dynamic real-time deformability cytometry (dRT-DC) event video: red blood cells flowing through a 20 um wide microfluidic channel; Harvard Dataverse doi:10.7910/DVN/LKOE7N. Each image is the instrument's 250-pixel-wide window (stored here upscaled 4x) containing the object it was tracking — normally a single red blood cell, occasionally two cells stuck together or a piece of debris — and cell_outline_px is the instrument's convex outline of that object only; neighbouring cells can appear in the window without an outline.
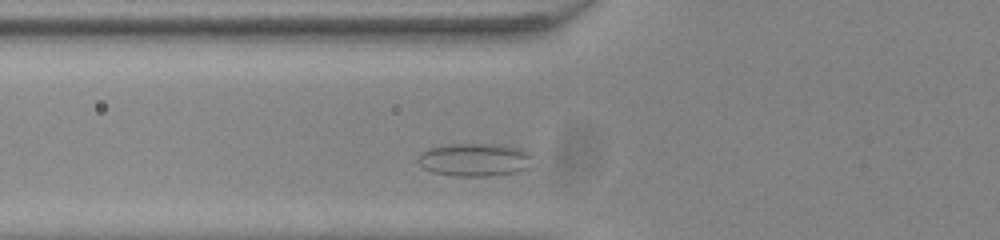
{"species": "common noctule bat (a hibernating species)", "species_latin": "Nyctalus noctula", "temperature_condition": "room temperature", "stored_images_in_passage": 29, "camera_frame_rate_fps": 3000, "um_per_image_px": 0.085, "animal": {"sex": "male", "body_mass_g": 20.0, "forearm_length_mm": 53.3}, "frame": {"image": 1, "passage_image": 3, "time_ms": 0.667, "image_size_px": [1000, 240], "cell_outline_px": [[532, 156], [528, 168], [516, 172], [492, 176], [456, 176], [432, 172], [424, 168], [416, 160], [420, 152], [428, 148], [448, 144], [504, 144], [520, 148], [528, 152]], "centroid_in_image_um": [40.33, 13.57], "position_along_channel_um": 85.5, "area_um2": 22.31}}
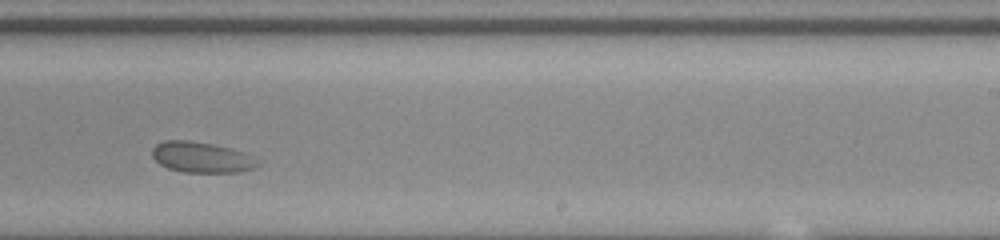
{"frame": {"image": 2, "passage_image": 18, "time_ms": 5.667, "image_size_px": [1000, 240], "cell_outline_px": [[260, 164], [252, 168], [240, 172], [184, 172], [168, 168], [160, 164], [152, 156], [152, 148], [156, 144], [164, 140], [188, 140], [212, 144], [228, 148], [240, 152], [260, 160]], "centroid_in_image_um": [17.1, 13.37], "position_along_channel_um": 271.9, "area_um2": 18.67}}
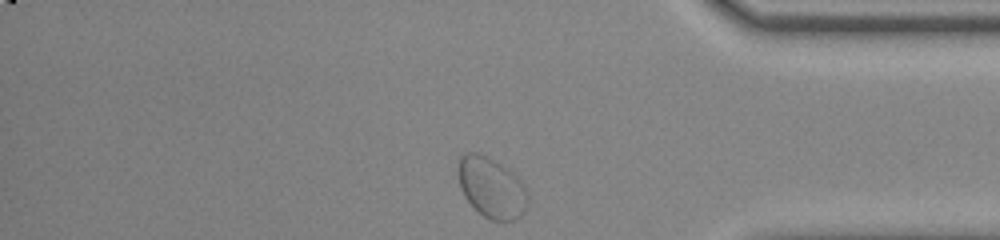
{"frame": {"image": 3, "passage_image": 29, "time_ms": 9.333, "image_size_px": [1000, 240], "cell_outline_px": [[528, 204], [524, 212], [516, 220], [488, 220], [464, 196], [460, 188], [456, 172], [456, 168], [460, 156], [464, 152], [476, 152], [508, 168], [520, 180], [528, 192]], "centroid_in_image_um": [41.76, 15.94], "position_along_channel_um": 393.4, "area_um2": 24.68}, "authors_computed_cell_mechanics": {"area_um2": 19.4786, "velocity_mm_per_s": 3.7336, "shape_relaxation_time_tau1_ms": null, "shape_relaxation_time_tau2_ms": 0.7282, "deformation_change_tau1": null, "deformation_change_tau2": 0.0366}}